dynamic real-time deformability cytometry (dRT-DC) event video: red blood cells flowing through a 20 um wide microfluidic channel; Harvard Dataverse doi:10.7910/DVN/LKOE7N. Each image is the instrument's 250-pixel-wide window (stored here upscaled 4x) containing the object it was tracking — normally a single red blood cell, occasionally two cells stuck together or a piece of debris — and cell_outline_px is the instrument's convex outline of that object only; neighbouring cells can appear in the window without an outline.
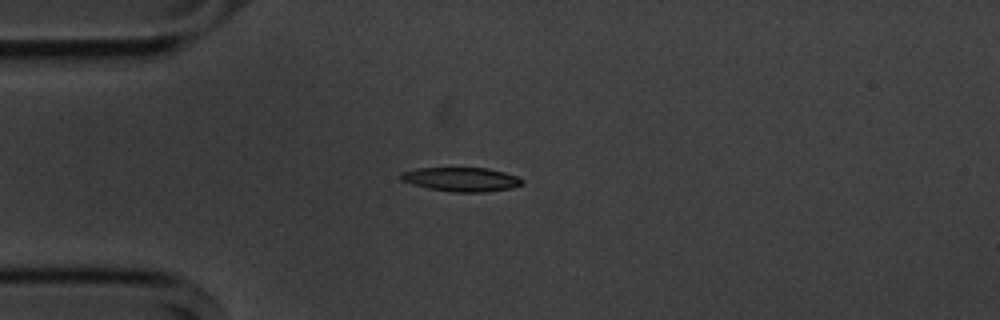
{"species": "common noctule bat (a hibernating species)", "species_latin": "Nyctalus noctula", "temperature_condition": "cold", "stored_images_in_passage": 42, "camera_frame_rate_fps": 3000, "um_per_image_px": 0.085, "animal": {"sex": "male", "body_mass_g": 20.1, "forearm_length_mm": 53.5}, "frame": {"image": 1, "passage_image": 1, "time_ms": 0.0, "image_size_px": [1000, 320], "cell_outline_px": [[524, 184], [512, 188], [484, 192], [452, 192], [428, 188], [412, 184], [400, 180], [396, 176], [400, 172], [420, 168], [488, 168], [504, 172], [516, 176], [524, 180]], "centroid_in_image_um": [39.19, 15.25], "position_along_channel_um": 45.8, "area_um2": 17.17}}
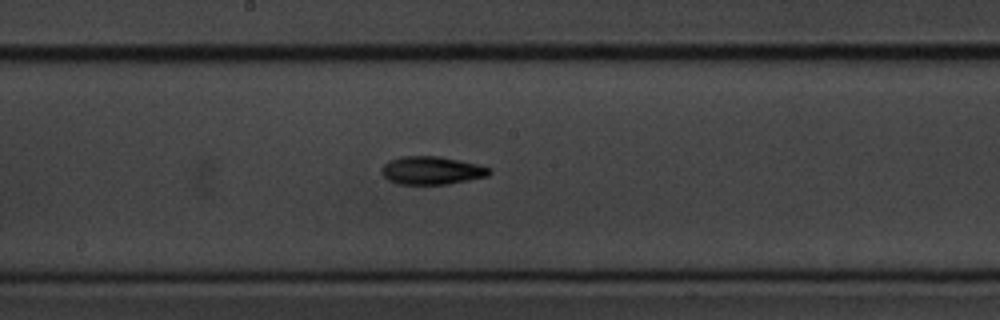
{"frame": {"image": 2, "passage_image": 16, "time_ms": 5.0, "image_size_px": [1000, 320], "cell_outline_px": [[492, 172], [488, 176], [448, 184], [396, 184], [388, 180], [380, 172], [384, 164], [388, 160], [400, 156], [440, 156], [460, 160], [492, 168]], "centroid_in_image_um": [36.68, 14.48], "position_along_channel_um": 211.5, "area_um2": 17.8}}
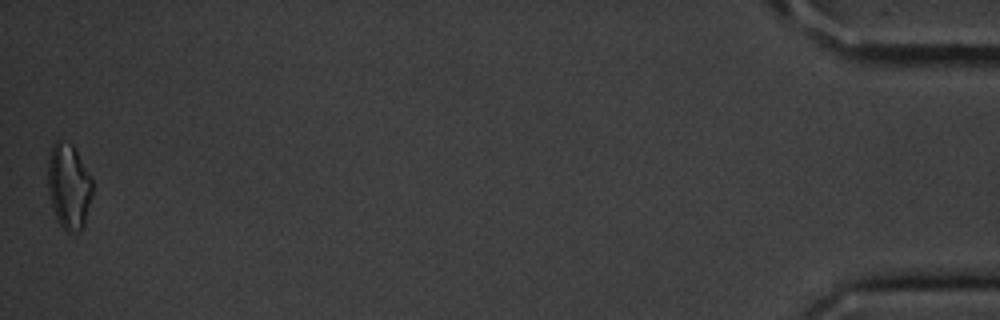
{"frame": {"image": 3, "passage_image": 42, "time_ms": 13.667, "image_size_px": [1000, 320], "cell_outline_px": [[92, 196], [84, 224], [80, 232], [68, 232], [60, 224], [56, 216], [48, 192], [48, 156], [52, 144], [56, 140], [60, 140], [72, 144], [92, 176]], "centroid_in_image_um": [5.86, 15.8], "position_along_channel_um": 429.3, "area_um2": 22.25}, "authors_computed_cell_mechanics": {"area_um2": 17.34, "velocity_mm_per_s": 3.6027, "shape_relaxation_time_tau1_ms": 3.4803, "shape_relaxation_time_tau2_ms": 11.1052, "deformation_change_tau1": 0.1108, "deformation_change_tau2": 0.2376}}